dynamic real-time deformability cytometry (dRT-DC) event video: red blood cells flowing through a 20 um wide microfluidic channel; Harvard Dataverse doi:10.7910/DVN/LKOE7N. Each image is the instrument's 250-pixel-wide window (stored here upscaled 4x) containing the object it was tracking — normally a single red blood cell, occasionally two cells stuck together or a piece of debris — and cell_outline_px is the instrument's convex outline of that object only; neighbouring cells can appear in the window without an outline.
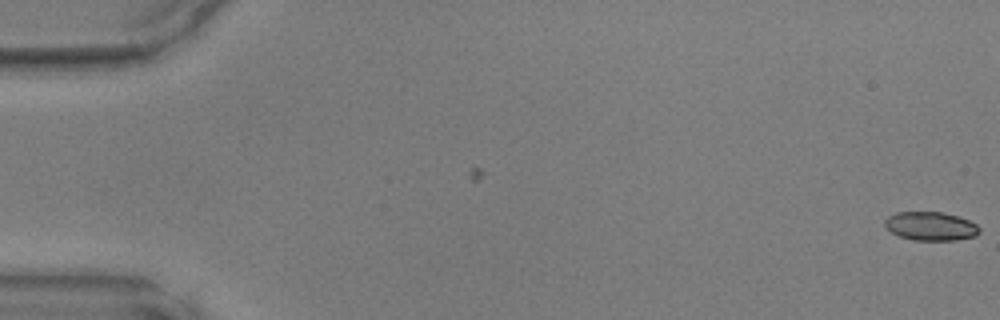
{"species": "common noctule bat (a hibernating species)", "species_latin": "Nyctalus noctula", "temperature_condition": "warm", "stored_images_in_passage": 4, "camera_frame_rate_fps": 3000, "um_per_image_px": 0.085, "animal": {"sex": "male", "body_mass_g": 17.9, "forearm_length_mm": 54.2}, "frame": {"image": 1, "passage_image": 4, "time_ms": 1.0, "image_size_px": [1000, 320], "cell_outline_px": [[980, 232], [976, 236], [956, 240], [912, 240], [900, 236], [892, 232], [884, 224], [884, 220], [888, 216], [896, 212], [940, 212], [956, 216], [968, 220], [976, 224], [980, 228]], "centroid_in_image_um": [79.11, 19.23], "position_along_channel_um": 5.9, "area_um2": 15.72}}